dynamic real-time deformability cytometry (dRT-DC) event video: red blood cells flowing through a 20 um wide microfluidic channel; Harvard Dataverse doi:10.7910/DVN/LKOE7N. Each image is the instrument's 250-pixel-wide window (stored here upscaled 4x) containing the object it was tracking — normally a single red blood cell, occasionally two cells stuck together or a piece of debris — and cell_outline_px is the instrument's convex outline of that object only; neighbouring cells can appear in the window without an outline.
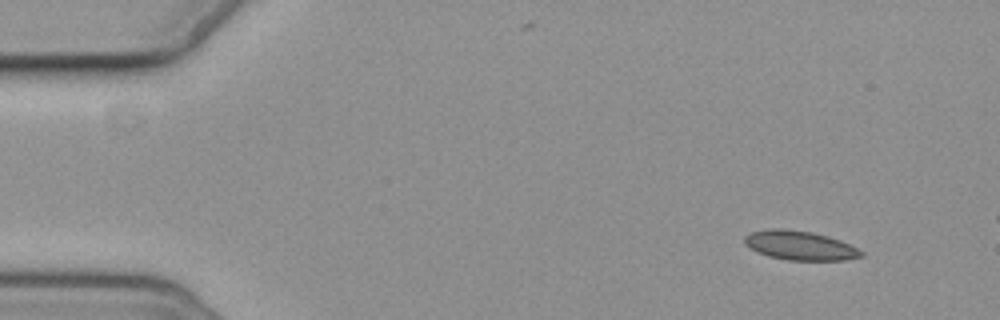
{"species": "common noctule bat (a hibernating species)", "species_latin": "Nyctalus noctula", "temperature_condition": "cold", "stored_images_in_passage": 4, "camera_frame_rate_fps": 3000, "um_per_image_px": 0.085, "animal": {"sex": "female", "body_mass_g": 19.3, "forearm_length_mm": 54.1}, "frame": {"image": 1, "passage_image": 1, "time_ms": 0.0, "image_size_px": [1000, 320], "cell_outline_px": [[864, 256], [844, 260], [788, 260], [768, 256], [756, 252], [744, 244], [744, 236], [752, 232], [772, 228], [784, 228], [812, 232], [828, 236], [840, 240], [864, 252]], "centroid_in_image_um": [67.97, 20.86], "position_along_channel_um": 17.0, "area_um2": 19.88}}
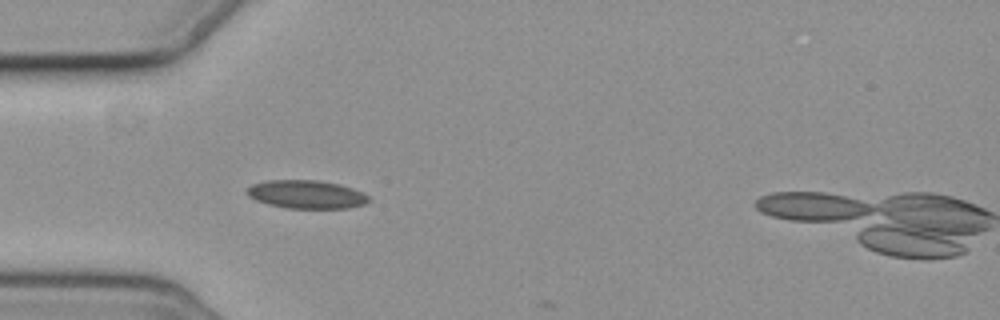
{"frame": {"image": 2, "passage_image": 3, "time_ms": 4.0, "image_size_px": [1000, 320], "cell_outline_px": [[372, 200], [364, 204], [348, 208], [284, 208], [268, 204], [256, 200], [248, 196], [244, 192], [244, 188], [252, 184], [268, 180], [316, 180], [340, 184], [352, 188], [368, 196]], "centroid_in_image_um": [25.99, 16.52], "position_along_channel_um": 59.0, "area_um2": 20.23}}